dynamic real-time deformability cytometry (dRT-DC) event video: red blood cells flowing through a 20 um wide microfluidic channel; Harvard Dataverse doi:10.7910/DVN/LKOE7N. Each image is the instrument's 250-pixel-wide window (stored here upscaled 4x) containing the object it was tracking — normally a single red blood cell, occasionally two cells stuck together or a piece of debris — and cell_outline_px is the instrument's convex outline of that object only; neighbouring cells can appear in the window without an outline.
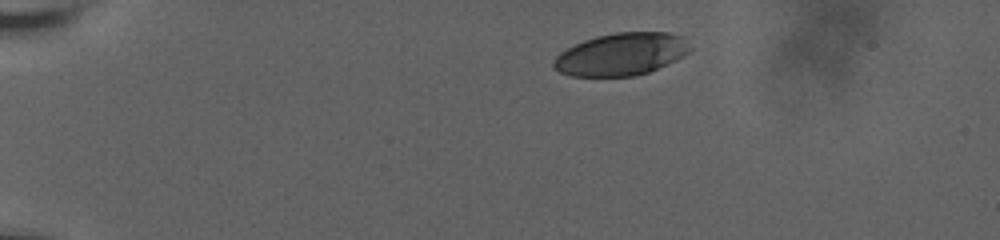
{"species": "human", "species_latin": "Homo sapiens", "temperature_condition": "room temperature", "stored_images_in_passage": 41, "camera_frame_rate_fps": 3000, "um_per_image_px": 0.085, "donor": {"sex": "male"}, "frame": {"image": 1, "passage_image": 1, "time_ms": 0.0, "image_size_px": [1000, 240], "cell_outline_px": [[692, 48], [684, 56], [676, 60], [648, 72], [636, 76], [572, 76], [560, 72], [552, 68], [552, 60], [560, 52], [584, 40], [596, 36], [616, 32], [668, 32], [684, 36]], "centroid_in_image_um": [52.82, 4.6], "position_along_channel_um": 32.2, "area_um2": 33.93}}
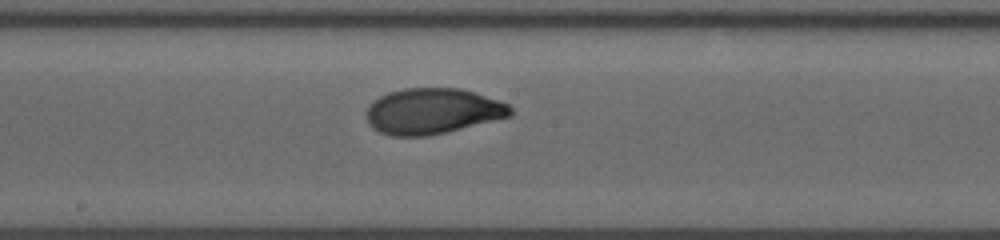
{"frame": {"image": 2, "passage_image": 23, "time_ms": 7.333, "image_size_px": [1000, 240], "cell_outline_px": [[512, 116], [428, 136], [392, 136], [380, 132], [372, 128], [368, 124], [364, 116], [364, 112], [368, 104], [372, 100], [388, 92], [404, 88], [460, 88], [500, 100], [508, 104], [512, 108]], "centroid_in_image_um": [36.71, 9.44], "position_along_channel_um": 211.5, "area_um2": 38.78}}
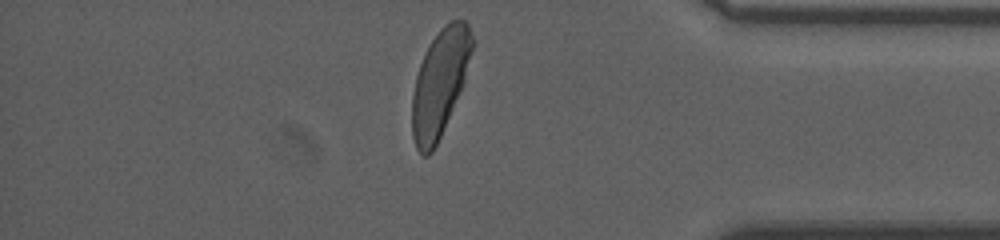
{"frame": {"image": 3, "passage_image": 40, "time_ms": 13.0, "image_size_px": [1000, 240], "cell_outline_px": [[472, 48], [464, 80], [440, 136], [432, 152], [428, 156], [424, 156], [416, 148], [412, 136], [412, 96], [416, 76], [420, 64], [432, 40], [440, 28], [452, 20], [464, 20], [468, 24], [472, 36]], "centroid_in_image_um": [37.36, 7.06], "position_along_channel_um": 397.8, "area_um2": 36.3}, "authors_computed_cell_mechanics": {"area_um2": 38.148, "velocity_mm_per_s": 3.6484, "shape_relaxation_time_tau1_ms": 4.1827, "shape_relaxation_time_tau2_ms": null, "deformation_change_tau1": 0.1695, "deformation_change_tau2": null}}